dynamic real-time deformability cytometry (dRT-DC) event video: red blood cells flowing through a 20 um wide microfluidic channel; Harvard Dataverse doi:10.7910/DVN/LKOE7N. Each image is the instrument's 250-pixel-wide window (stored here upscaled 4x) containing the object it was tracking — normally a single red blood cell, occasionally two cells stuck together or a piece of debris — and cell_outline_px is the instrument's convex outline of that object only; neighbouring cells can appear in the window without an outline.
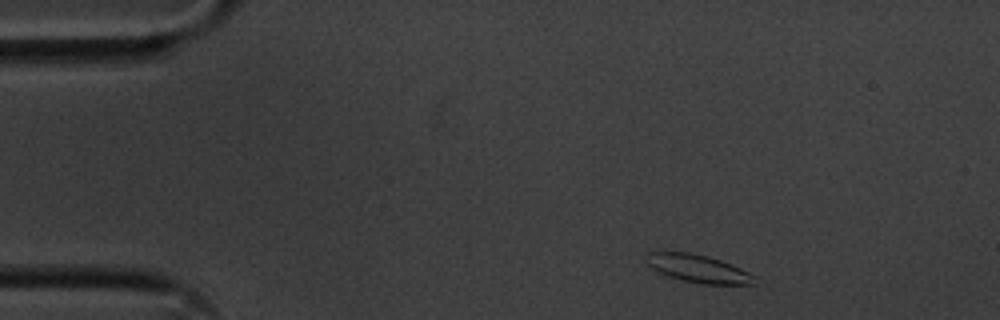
{"species": "common noctule bat (a hibernating species)", "species_latin": "Nyctalus noctula", "temperature_condition": "cold", "stored_images_in_passage": 51, "camera_frame_rate_fps": 3000, "um_per_image_px": 0.085, "animal": {"sex": "male", "body_mass_g": 20.1, "forearm_length_mm": 53.5}, "frame": {"image": 1, "passage_image": 3, "time_ms": 0.667, "image_size_px": [1000, 320], "cell_outline_px": [[756, 284], [700, 284], [668, 276], [652, 268], [648, 264], [648, 252], [692, 252], [708, 256], [732, 264], [756, 276]], "centroid_in_image_um": [59.4, 22.83], "position_along_channel_um": 25.6, "area_um2": 17.4}}
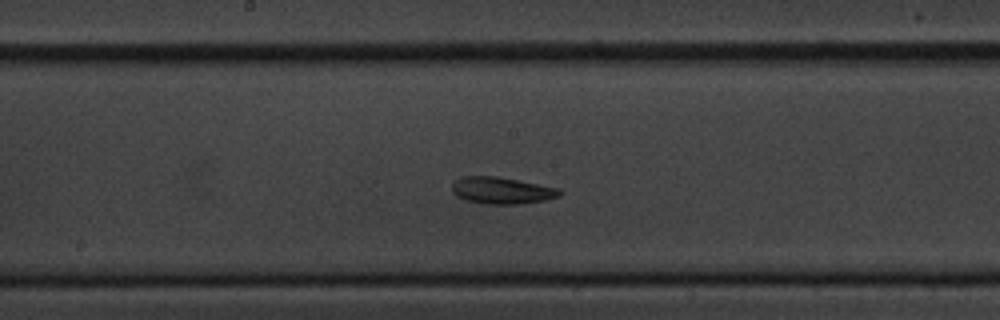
{"frame": {"image": 2, "passage_image": 24, "time_ms": 7.667, "image_size_px": [1000, 320], "cell_outline_px": [[564, 192], [560, 196], [544, 200], [520, 204], [484, 204], [464, 200], [456, 196], [452, 192], [452, 184], [456, 180], [464, 176], [496, 176], [560, 188]], "centroid_in_image_um": [42.65, 16.2], "position_along_channel_um": 205.5, "area_um2": 16.94}}
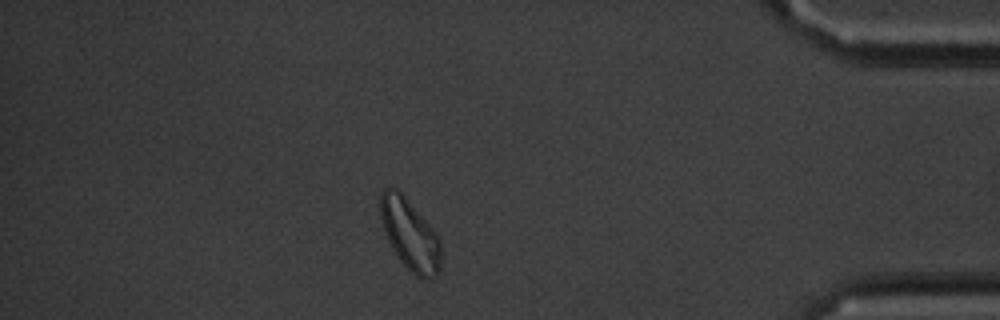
{"frame": {"image": 3, "passage_image": 44, "time_ms": 14.333, "image_size_px": [1000, 320], "cell_outline_px": [[440, 272], [432, 280], [424, 280], [416, 276], [400, 260], [392, 248], [388, 240], [380, 216], [380, 192], [384, 188], [396, 188], [404, 196], [432, 228], [440, 240]], "centroid_in_image_um": [34.85, 19.97], "position_along_channel_um": 400.4, "area_um2": 24.8}, "authors_computed_cell_mechanics": {"area_um2": 17.3978, "velocity_mm_per_s": 3.506, "shape_relaxation_time_tau1_ms": 11.156, "shape_relaxation_time_tau2_ms": 4.2567, "deformation_change_tau1": 0.1673, "deformation_change_tau2": 0.1082}}